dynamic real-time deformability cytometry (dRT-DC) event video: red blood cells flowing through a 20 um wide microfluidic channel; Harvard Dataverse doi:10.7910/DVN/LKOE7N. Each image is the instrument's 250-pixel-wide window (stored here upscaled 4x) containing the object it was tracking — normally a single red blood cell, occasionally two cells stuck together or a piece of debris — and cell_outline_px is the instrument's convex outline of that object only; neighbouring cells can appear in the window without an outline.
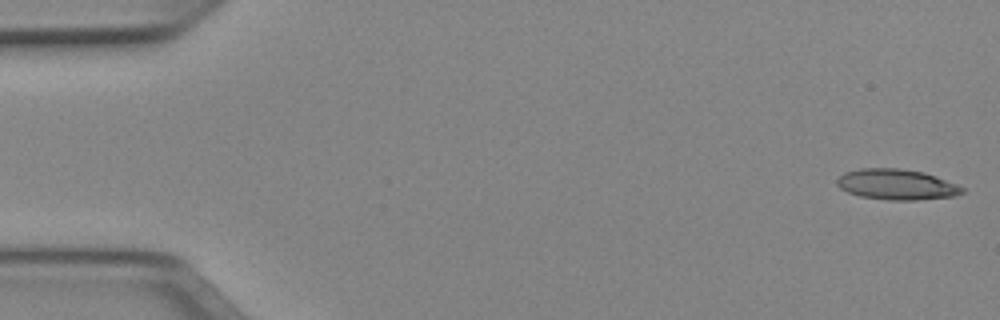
{"species": "Egyptian fruit bat (a non-hibernating species)", "species_latin": "Rousettus aegyptiacus", "temperature_condition": "cold", "stored_images_in_passage": 50, "camera_frame_rate_fps": 3000, "um_per_image_px": 0.085, "animal": {"sex": "female"}, "frame": {"image": 1, "passage_image": 1, "time_ms": 0.0, "image_size_px": [1000, 320], "cell_outline_px": [[964, 192], [956, 196], [916, 200], [888, 200], [860, 196], [848, 192], [840, 188], [836, 184], [836, 180], [844, 172], [860, 168], [900, 168], [924, 172], [936, 176], [956, 184], [964, 188]], "centroid_in_image_um": [76.21, 15.68], "position_along_channel_um": 8.8, "area_um2": 22.43}}
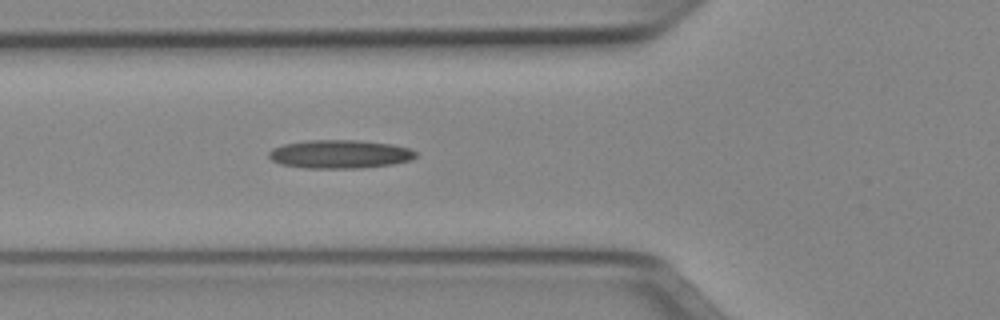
{"frame": {"image": 2, "passage_image": 18, "time_ms": 5.667, "image_size_px": [1000, 320], "cell_outline_px": [[416, 156], [412, 160], [392, 164], [360, 168], [304, 168], [280, 164], [272, 160], [268, 156], [268, 152], [272, 148], [284, 144], [304, 140], [356, 140], [392, 144], [408, 148], [416, 152]], "centroid_in_image_um": [28.86, 13.1], "position_along_channel_um": 96.9, "area_um2": 24.45}}
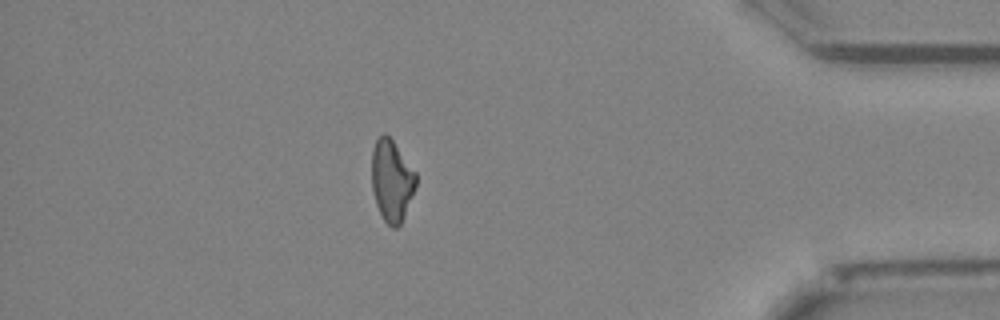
{"frame": {"image": 3, "passage_image": 44, "time_ms": 14.333, "image_size_px": [1000, 320], "cell_outline_px": [[416, 184], [412, 196], [404, 216], [400, 224], [396, 228], [392, 228], [384, 220], [376, 204], [372, 188], [372, 148], [376, 140], [384, 132], [392, 140], [416, 172]], "centroid_in_image_um": [33.29, 15.35], "position_along_channel_um": 401.9, "area_um2": 20.81}, "authors_computed_cell_mechanics": {"area_um2": 22.2241, "velocity_mm_per_s": 3.9798, "shape_relaxation_time_tau1_ms": null, "shape_relaxation_time_tau2_ms": 8.1646, "deformation_change_tau1": null, "deformation_change_tau2": 0.2425}}